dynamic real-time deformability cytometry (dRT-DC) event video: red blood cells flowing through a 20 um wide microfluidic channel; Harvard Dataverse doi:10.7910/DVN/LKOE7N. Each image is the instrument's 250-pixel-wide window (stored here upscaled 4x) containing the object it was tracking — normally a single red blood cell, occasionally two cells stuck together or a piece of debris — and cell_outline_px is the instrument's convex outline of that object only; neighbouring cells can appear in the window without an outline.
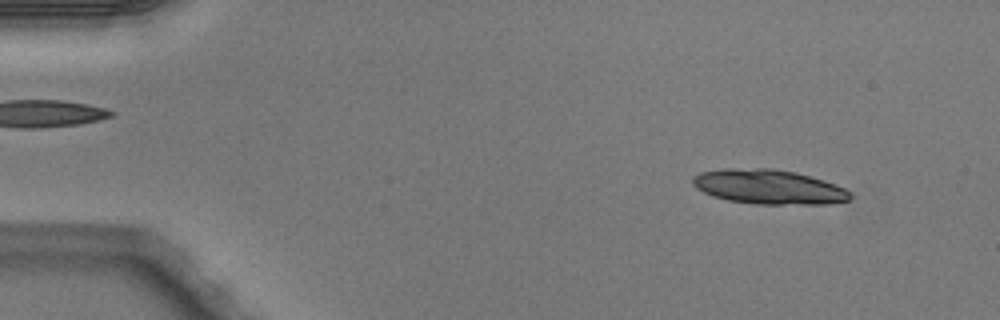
{"species": "Egyptian fruit bat (a non-hibernating species)", "species_latin": "Rousettus aegyptiacus", "temperature_condition": "warm", "stored_images_in_passage": 29, "segment_of_instrument_passage": [1, 2], "camera_frame_rate_fps": 3000, "um_per_image_px": 0.085, "animal": {"sex": "male"}, "frame": {"image": 1, "passage_image": 5, "time_ms": 1.333, "image_size_px": [1000, 320], "cell_outline_px": [[852, 196], [848, 200], [828, 204], [756, 204], [728, 200], [712, 196], [696, 188], [692, 184], [692, 176], [700, 172], [724, 168], [772, 168], [796, 172], [824, 180], [844, 188], [852, 192]], "centroid_in_image_um": [65.32, 15.88], "position_along_channel_um": 19.7, "area_um2": 31.91}}